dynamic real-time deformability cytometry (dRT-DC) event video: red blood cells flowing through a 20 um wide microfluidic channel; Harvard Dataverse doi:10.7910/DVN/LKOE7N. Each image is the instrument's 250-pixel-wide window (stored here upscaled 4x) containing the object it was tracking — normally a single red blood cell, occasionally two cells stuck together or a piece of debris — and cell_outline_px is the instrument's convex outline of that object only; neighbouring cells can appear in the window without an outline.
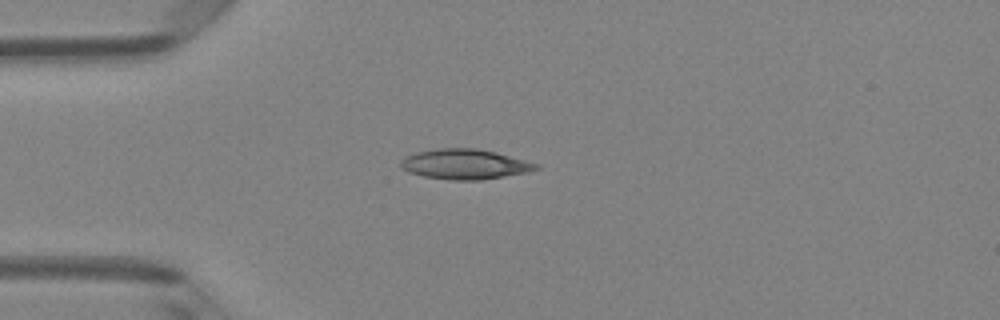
{"species": "Egyptian fruit bat (a non-hibernating species)", "species_latin": "Rousettus aegyptiacus", "temperature_condition": "room temperature", "stored_images_in_passage": 37, "camera_frame_rate_fps": 3000, "um_per_image_px": 0.085, "animal": {"sex": "female"}, "frame": {"image": 1, "passage_image": 1, "time_ms": 0.0, "image_size_px": [1000, 320], "cell_outline_px": [[540, 168], [528, 172], [480, 180], [452, 180], [424, 176], [408, 172], [400, 168], [400, 160], [404, 156], [416, 152], [436, 148], [476, 148], [496, 152], [540, 164]], "centroid_in_image_um": [39.49, 13.95], "position_along_channel_um": 45.5, "area_um2": 23.87}}
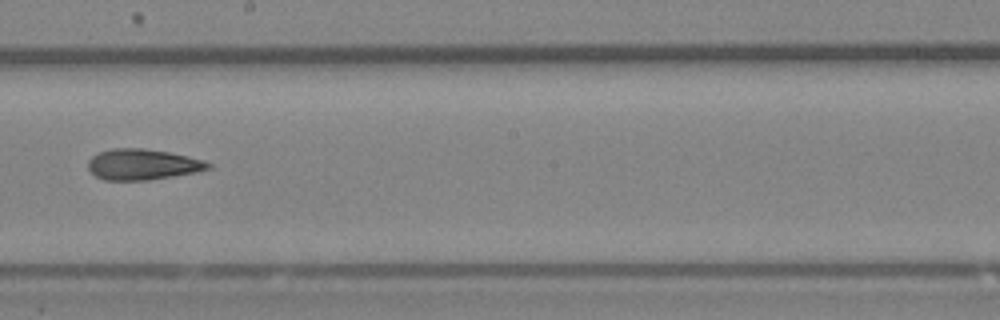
{"frame": {"image": 2, "passage_image": 16, "time_ms": 5.0, "image_size_px": [1000, 320], "cell_outline_px": [[212, 168], [196, 172], [148, 180], [104, 180], [96, 176], [88, 168], [88, 160], [92, 156], [100, 152], [112, 148], [144, 148], [168, 152], [188, 156], [204, 160], [212, 164]], "centroid_in_image_um": [12.13, 13.97], "position_along_channel_um": 236.1, "area_um2": 21.56}}
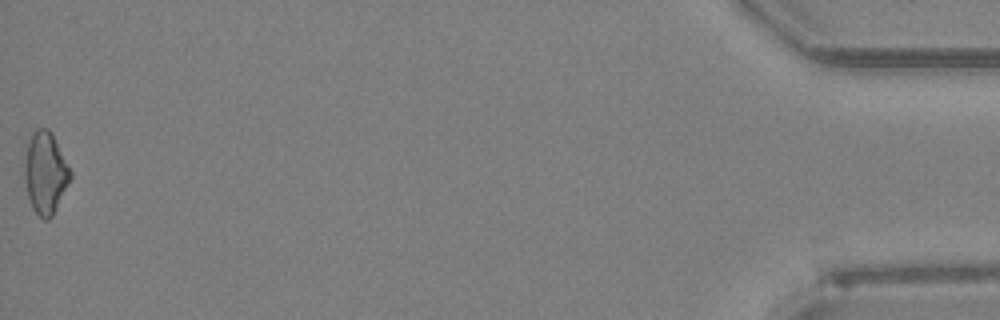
{"frame": {"image": 3, "passage_image": 37, "time_ms": 12.0, "image_size_px": [1000, 320], "cell_outline_px": [[72, 176], [52, 216], [48, 220], [44, 220], [32, 208], [28, 196], [24, 176], [24, 156], [28, 140], [32, 132], [36, 128], [48, 128], [52, 132], [72, 172]], "centroid_in_image_um": [3.84, 14.65], "position_along_channel_um": 431.4, "area_um2": 21.96}, "authors_computed_cell_mechanics": {"area_um2": 21.5016, "velocity_mm_per_s": 4.1781, "shape_relaxation_time_tau1_ms": null, "shape_relaxation_time_tau2_ms": 4.4526, "deformation_change_tau1": null, "deformation_change_tau2": 0.1454}}